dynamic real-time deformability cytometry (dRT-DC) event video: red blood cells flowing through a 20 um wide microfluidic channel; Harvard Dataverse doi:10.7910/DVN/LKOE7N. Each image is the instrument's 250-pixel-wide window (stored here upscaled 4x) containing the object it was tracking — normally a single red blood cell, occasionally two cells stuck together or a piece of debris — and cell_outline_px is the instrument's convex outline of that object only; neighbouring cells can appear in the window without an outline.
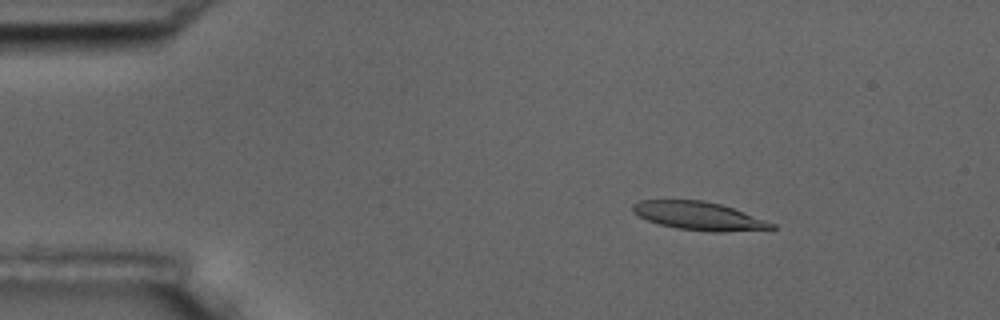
{"species": "common noctule bat (a hibernating species)", "species_latin": "Nyctalus noctula", "temperature_condition": "room temperature", "stored_images_in_passage": 5, "camera_frame_rate_fps": 3000, "um_per_image_px": 0.085, "animal": {"sex": "male", "body_mass_g": 17.5, "forearm_length_mm": 52.3}, "frame": {"image": 1, "passage_image": 2, "time_ms": 0.333, "image_size_px": [1000, 320], "cell_outline_px": [[776, 228], [724, 232], [712, 232], [676, 228], [660, 224], [648, 220], [632, 212], [632, 204], [640, 200], [704, 200], [720, 204], [732, 208], [776, 224]], "centroid_in_image_um": [59.38, 18.35], "position_along_channel_um": 25.6, "area_um2": 22.66}}
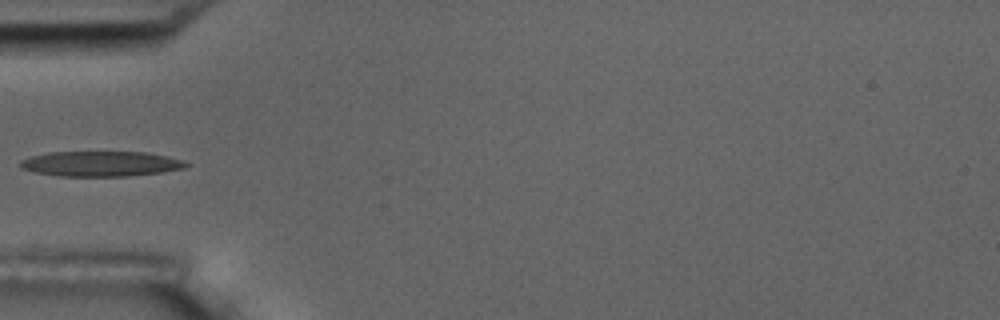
{"frame": {"image": 2, "passage_image": 5, "time_ms": 1.333, "image_size_px": [1000, 320], "cell_outline_px": [[192, 164], [184, 168], [160, 172], [124, 176], [60, 176], [36, 172], [20, 168], [20, 160], [28, 156], [48, 152], [144, 152], [184, 160]], "centroid_in_image_um": [8.53, 13.91], "position_along_channel_um": 76.5, "area_um2": 24.28}}